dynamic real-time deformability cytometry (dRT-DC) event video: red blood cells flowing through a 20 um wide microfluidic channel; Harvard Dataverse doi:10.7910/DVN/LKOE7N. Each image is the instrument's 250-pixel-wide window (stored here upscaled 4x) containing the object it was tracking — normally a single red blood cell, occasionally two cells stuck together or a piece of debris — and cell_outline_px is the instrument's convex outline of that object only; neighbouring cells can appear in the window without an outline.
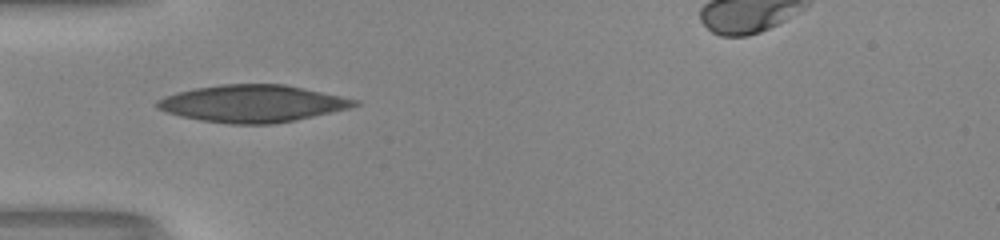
{"species": "human", "species_latin": "Homo sapiens", "temperature_condition": "room temperature", "stored_images_in_passage": 34, "camera_frame_rate_fps": 3000, "um_per_image_px": 0.085, "donor": {"sex": "male"}, "frame": {"image": 1, "passage_image": 1, "time_ms": 0.0, "image_size_px": [1000, 240], "cell_outline_px": [[360, 104], [348, 108], [312, 116], [272, 124], [232, 124], [200, 120], [180, 116], [156, 108], [156, 100], [164, 96], [176, 92], [196, 88], [220, 84], [284, 84], [360, 100]], "centroid_in_image_um": [21.42, 8.79], "position_along_channel_um": 63.6, "area_um2": 42.43}, "authors_computed_cell_mechanics": {"area_um2": 39.5641, "velocity_mm_per_s": 4.0093, "shape_relaxation_time_tau1_ms": 6.8932, "shape_relaxation_time_tau2_ms": 0.9637, "deformation_change_tau1": 0.2459, "deformation_change_tau2": 0.0863}}